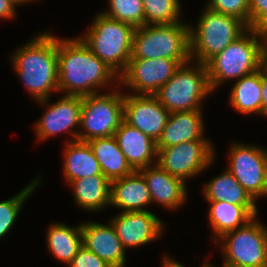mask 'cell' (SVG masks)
I'll return each instance as SVG.
<instances>
[{
  "mask_svg": "<svg viewBox=\"0 0 267 267\" xmlns=\"http://www.w3.org/2000/svg\"><path fill=\"white\" fill-rule=\"evenodd\" d=\"M58 93L86 96L98 93L119 76L81 38H57ZM110 83V84H109Z\"/></svg>",
  "mask_w": 267,
  "mask_h": 267,
  "instance_id": "cell-1",
  "label": "cell"
},
{
  "mask_svg": "<svg viewBox=\"0 0 267 267\" xmlns=\"http://www.w3.org/2000/svg\"><path fill=\"white\" fill-rule=\"evenodd\" d=\"M35 37L18 48L11 59L19 78L37 102L58 92V55L55 36L44 32Z\"/></svg>",
  "mask_w": 267,
  "mask_h": 267,
  "instance_id": "cell-2",
  "label": "cell"
},
{
  "mask_svg": "<svg viewBox=\"0 0 267 267\" xmlns=\"http://www.w3.org/2000/svg\"><path fill=\"white\" fill-rule=\"evenodd\" d=\"M135 27L98 13L81 40L118 76L132 56Z\"/></svg>",
  "mask_w": 267,
  "mask_h": 267,
  "instance_id": "cell-3",
  "label": "cell"
},
{
  "mask_svg": "<svg viewBox=\"0 0 267 267\" xmlns=\"http://www.w3.org/2000/svg\"><path fill=\"white\" fill-rule=\"evenodd\" d=\"M204 9L196 29L189 25V41L191 61L206 65L249 28L236 17Z\"/></svg>",
  "mask_w": 267,
  "mask_h": 267,
  "instance_id": "cell-4",
  "label": "cell"
},
{
  "mask_svg": "<svg viewBox=\"0 0 267 267\" xmlns=\"http://www.w3.org/2000/svg\"><path fill=\"white\" fill-rule=\"evenodd\" d=\"M261 59V34L249 28L206 64L212 92L226 80H238L260 69Z\"/></svg>",
  "mask_w": 267,
  "mask_h": 267,
  "instance_id": "cell-5",
  "label": "cell"
},
{
  "mask_svg": "<svg viewBox=\"0 0 267 267\" xmlns=\"http://www.w3.org/2000/svg\"><path fill=\"white\" fill-rule=\"evenodd\" d=\"M189 24L144 25L137 27L133 35L131 58H170L182 65L189 63Z\"/></svg>",
  "mask_w": 267,
  "mask_h": 267,
  "instance_id": "cell-6",
  "label": "cell"
},
{
  "mask_svg": "<svg viewBox=\"0 0 267 267\" xmlns=\"http://www.w3.org/2000/svg\"><path fill=\"white\" fill-rule=\"evenodd\" d=\"M181 65L176 73L154 94L170 112L201 110L202 101L212 92L207 66Z\"/></svg>",
  "mask_w": 267,
  "mask_h": 267,
  "instance_id": "cell-7",
  "label": "cell"
},
{
  "mask_svg": "<svg viewBox=\"0 0 267 267\" xmlns=\"http://www.w3.org/2000/svg\"><path fill=\"white\" fill-rule=\"evenodd\" d=\"M256 218L215 241L222 243L223 267H267V227Z\"/></svg>",
  "mask_w": 267,
  "mask_h": 267,
  "instance_id": "cell-8",
  "label": "cell"
},
{
  "mask_svg": "<svg viewBox=\"0 0 267 267\" xmlns=\"http://www.w3.org/2000/svg\"><path fill=\"white\" fill-rule=\"evenodd\" d=\"M112 92V93H111ZM104 94L82 96L78 140L111 137L124 120V93L111 91Z\"/></svg>",
  "mask_w": 267,
  "mask_h": 267,
  "instance_id": "cell-9",
  "label": "cell"
},
{
  "mask_svg": "<svg viewBox=\"0 0 267 267\" xmlns=\"http://www.w3.org/2000/svg\"><path fill=\"white\" fill-rule=\"evenodd\" d=\"M215 152L210 140H193L157 150L156 164L186 183L213 163Z\"/></svg>",
  "mask_w": 267,
  "mask_h": 267,
  "instance_id": "cell-10",
  "label": "cell"
},
{
  "mask_svg": "<svg viewBox=\"0 0 267 267\" xmlns=\"http://www.w3.org/2000/svg\"><path fill=\"white\" fill-rule=\"evenodd\" d=\"M227 170L256 201L267 195V150L235 143L230 148Z\"/></svg>",
  "mask_w": 267,
  "mask_h": 267,
  "instance_id": "cell-11",
  "label": "cell"
},
{
  "mask_svg": "<svg viewBox=\"0 0 267 267\" xmlns=\"http://www.w3.org/2000/svg\"><path fill=\"white\" fill-rule=\"evenodd\" d=\"M181 65L170 58H130L118 84L130 87L135 95H154Z\"/></svg>",
  "mask_w": 267,
  "mask_h": 267,
  "instance_id": "cell-12",
  "label": "cell"
},
{
  "mask_svg": "<svg viewBox=\"0 0 267 267\" xmlns=\"http://www.w3.org/2000/svg\"><path fill=\"white\" fill-rule=\"evenodd\" d=\"M49 99L39 100L42 105H48L45 113L35 124L37 139L44 141L51 136L70 131L73 139L78 140V131L75 126H80L82 96L64 95L58 102L49 104Z\"/></svg>",
  "mask_w": 267,
  "mask_h": 267,
  "instance_id": "cell-13",
  "label": "cell"
},
{
  "mask_svg": "<svg viewBox=\"0 0 267 267\" xmlns=\"http://www.w3.org/2000/svg\"><path fill=\"white\" fill-rule=\"evenodd\" d=\"M170 112L154 95L124 93V121L155 142L166 126Z\"/></svg>",
  "mask_w": 267,
  "mask_h": 267,
  "instance_id": "cell-14",
  "label": "cell"
},
{
  "mask_svg": "<svg viewBox=\"0 0 267 267\" xmlns=\"http://www.w3.org/2000/svg\"><path fill=\"white\" fill-rule=\"evenodd\" d=\"M125 249L146 245L162 236L165 224L153 212H120L110 221ZM164 224V225H163Z\"/></svg>",
  "mask_w": 267,
  "mask_h": 267,
  "instance_id": "cell-15",
  "label": "cell"
},
{
  "mask_svg": "<svg viewBox=\"0 0 267 267\" xmlns=\"http://www.w3.org/2000/svg\"><path fill=\"white\" fill-rule=\"evenodd\" d=\"M109 223L105 225L88 221L81 224L82 244L111 267H125L126 250Z\"/></svg>",
  "mask_w": 267,
  "mask_h": 267,
  "instance_id": "cell-16",
  "label": "cell"
},
{
  "mask_svg": "<svg viewBox=\"0 0 267 267\" xmlns=\"http://www.w3.org/2000/svg\"><path fill=\"white\" fill-rule=\"evenodd\" d=\"M146 181L152 202L168 209H177L187 200L186 183L172 176L157 164L138 170Z\"/></svg>",
  "mask_w": 267,
  "mask_h": 267,
  "instance_id": "cell-17",
  "label": "cell"
},
{
  "mask_svg": "<svg viewBox=\"0 0 267 267\" xmlns=\"http://www.w3.org/2000/svg\"><path fill=\"white\" fill-rule=\"evenodd\" d=\"M114 137L128 164L134 171L151 166L157 159L156 142L124 120Z\"/></svg>",
  "mask_w": 267,
  "mask_h": 267,
  "instance_id": "cell-18",
  "label": "cell"
},
{
  "mask_svg": "<svg viewBox=\"0 0 267 267\" xmlns=\"http://www.w3.org/2000/svg\"><path fill=\"white\" fill-rule=\"evenodd\" d=\"M201 110L172 112L156 142L157 150L193 140H208L204 135Z\"/></svg>",
  "mask_w": 267,
  "mask_h": 267,
  "instance_id": "cell-19",
  "label": "cell"
},
{
  "mask_svg": "<svg viewBox=\"0 0 267 267\" xmlns=\"http://www.w3.org/2000/svg\"><path fill=\"white\" fill-rule=\"evenodd\" d=\"M110 193V206L122 212L147 211L144 206L152 203L146 181L138 171L112 180Z\"/></svg>",
  "mask_w": 267,
  "mask_h": 267,
  "instance_id": "cell-20",
  "label": "cell"
},
{
  "mask_svg": "<svg viewBox=\"0 0 267 267\" xmlns=\"http://www.w3.org/2000/svg\"><path fill=\"white\" fill-rule=\"evenodd\" d=\"M208 221L212 227L213 240L225 233L246 225L259 213L256 205H235L228 202H209Z\"/></svg>",
  "mask_w": 267,
  "mask_h": 267,
  "instance_id": "cell-21",
  "label": "cell"
},
{
  "mask_svg": "<svg viewBox=\"0 0 267 267\" xmlns=\"http://www.w3.org/2000/svg\"><path fill=\"white\" fill-rule=\"evenodd\" d=\"M63 173L68 184L75 180L93 175H103L94 153L87 141L66 142Z\"/></svg>",
  "mask_w": 267,
  "mask_h": 267,
  "instance_id": "cell-22",
  "label": "cell"
},
{
  "mask_svg": "<svg viewBox=\"0 0 267 267\" xmlns=\"http://www.w3.org/2000/svg\"><path fill=\"white\" fill-rule=\"evenodd\" d=\"M87 142L99 162L102 174L110 181L123 178L134 172L114 136L93 138Z\"/></svg>",
  "mask_w": 267,
  "mask_h": 267,
  "instance_id": "cell-23",
  "label": "cell"
},
{
  "mask_svg": "<svg viewBox=\"0 0 267 267\" xmlns=\"http://www.w3.org/2000/svg\"><path fill=\"white\" fill-rule=\"evenodd\" d=\"M262 67L257 71L236 80L230 92L231 107L240 114L263 116L262 104Z\"/></svg>",
  "mask_w": 267,
  "mask_h": 267,
  "instance_id": "cell-24",
  "label": "cell"
},
{
  "mask_svg": "<svg viewBox=\"0 0 267 267\" xmlns=\"http://www.w3.org/2000/svg\"><path fill=\"white\" fill-rule=\"evenodd\" d=\"M69 184L74 201L83 209L96 212L110 204L111 181L104 175L75 179Z\"/></svg>",
  "mask_w": 267,
  "mask_h": 267,
  "instance_id": "cell-25",
  "label": "cell"
},
{
  "mask_svg": "<svg viewBox=\"0 0 267 267\" xmlns=\"http://www.w3.org/2000/svg\"><path fill=\"white\" fill-rule=\"evenodd\" d=\"M50 253L64 264H69L82 247L81 224L69 227L64 223L52 224L46 235Z\"/></svg>",
  "mask_w": 267,
  "mask_h": 267,
  "instance_id": "cell-26",
  "label": "cell"
},
{
  "mask_svg": "<svg viewBox=\"0 0 267 267\" xmlns=\"http://www.w3.org/2000/svg\"><path fill=\"white\" fill-rule=\"evenodd\" d=\"M202 190L204 197L209 202L225 201L235 205H256L251 196L227 169L207 182Z\"/></svg>",
  "mask_w": 267,
  "mask_h": 267,
  "instance_id": "cell-27",
  "label": "cell"
},
{
  "mask_svg": "<svg viewBox=\"0 0 267 267\" xmlns=\"http://www.w3.org/2000/svg\"><path fill=\"white\" fill-rule=\"evenodd\" d=\"M180 0H142L145 25L173 24L181 22Z\"/></svg>",
  "mask_w": 267,
  "mask_h": 267,
  "instance_id": "cell-28",
  "label": "cell"
},
{
  "mask_svg": "<svg viewBox=\"0 0 267 267\" xmlns=\"http://www.w3.org/2000/svg\"><path fill=\"white\" fill-rule=\"evenodd\" d=\"M41 178L32 180V183L25 186L17 195L8 200L0 202V238L5 236L19 216L23 204L29 195L35 191Z\"/></svg>",
  "mask_w": 267,
  "mask_h": 267,
  "instance_id": "cell-29",
  "label": "cell"
},
{
  "mask_svg": "<svg viewBox=\"0 0 267 267\" xmlns=\"http://www.w3.org/2000/svg\"><path fill=\"white\" fill-rule=\"evenodd\" d=\"M109 8L102 13L114 20L131 24L135 28L145 25L142 0H109Z\"/></svg>",
  "mask_w": 267,
  "mask_h": 267,
  "instance_id": "cell-30",
  "label": "cell"
},
{
  "mask_svg": "<svg viewBox=\"0 0 267 267\" xmlns=\"http://www.w3.org/2000/svg\"><path fill=\"white\" fill-rule=\"evenodd\" d=\"M206 7L214 12L236 17L249 28V0H210Z\"/></svg>",
  "mask_w": 267,
  "mask_h": 267,
  "instance_id": "cell-31",
  "label": "cell"
},
{
  "mask_svg": "<svg viewBox=\"0 0 267 267\" xmlns=\"http://www.w3.org/2000/svg\"><path fill=\"white\" fill-rule=\"evenodd\" d=\"M68 267H111L95 253L86 249L83 245L78 250Z\"/></svg>",
  "mask_w": 267,
  "mask_h": 267,
  "instance_id": "cell-32",
  "label": "cell"
},
{
  "mask_svg": "<svg viewBox=\"0 0 267 267\" xmlns=\"http://www.w3.org/2000/svg\"><path fill=\"white\" fill-rule=\"evenodd\" d=\"M267 23V0H249V28L259 29Z\"/></svg>",
  "mask_w": 267,
  "mask_h": 267,
  "instance_id": "cell-33",
  "label": "cell"
},
{
  "mask_svg": "<svg viewBox=\"0 0 267 267\" xmlns=\"http://www.w3.org/2000/svg\"><path fill=\"white\" fill-rule=\"evenodd\" d=\"M16 4L11 0H0V18L12 19L16 16Z\"/></svg>",
  "mask_w": 267,
  "mask_h": 267,
  "instance_id": "cell-34",
  "label": "cell"
},
{
  "mask_svg": "<svg viewBox=\"0 0 267 267\" xmlns=\"http://www.w3.org/2000/svg\"><path fill=\"white\" fill-rule=\"evenodd\" d=\"M262 104H263V115L267 117V72L262 68Z\"/></svg>",
  "mask_w": 267,
  "mask_h": 267,
  "instance_id": "cell-35",
  "label": "cell"
},
{
  "mask_svg": "<svg viewBox=\"0 0 267 267\" xmlns=\"http://www.w3.org/2000/svg\"><path fill=\"white\" fill-rule=\"evenodd\" d=\"M163 267H185V266L179 263L178 261L172 260L170 259V257L164 255Z\"/></svg>",
  "mask_w": 267,
  "mask_h": 267,
  "instance_id": "cell-36",
  "label": "cell"
},
{
  "mask_svg": "<svg viewBox=\"0 0 267 267\" xmlns=\"http://www.w3.org/2000/svg\"><path fill=\"white\" fill-rule=\"evenodd\" d=\"M261 34L262 47H267V25H263L259 28Z\"/></svg>",
  "mask_w": 267,
  "mask_h": 267,
  "instance_id": "cell-37",
  "label": "cell"
},
{
  "mask_svg": "<svg viewBox=\"0 0 267 267\" xmlns=\"http://www.w3.org/2000/svg\"><path fill=\"white\" fill-rule=\"evenodd\" d=\"M261 67L267 72V47H262Z\"/></svg>",
  "mask_w": 267,
  "mask_h": 267,
  "instance_id": "cell-38",
  "label": "cell"
},
{
  "mask_svg": "<svg viewBox=\"0 0 267 267\" xmlns=\"http://www.w3.org/2000/svg\"><path fill=\"white\" fill-rule=\"evenodd\" d=\"M13 3H15L16 4V6L18 5H21V4H24V3H26V2H32V0H11Z\"/></svg>",
  "mask_w": 267,
  "mask_h": 267,
  "instance_id": "cell-39",
  "label": "cell"
},
{
  "mask_svg": "<svg viewBox=\"0 0 267 267\" xmlns=\"http://www.w3.org/2000/svg\"><path fill=\"white\" fill-rule=\"evenodd\" d=\"M203 267H215V266H213V265H210L209 263H204V265H203Z\"/></svg>",
  "mask_w": 267,
  "mask_h": 267,
  "instance_id": "cell-40",
  "label": "cell"
}]
</instances>
